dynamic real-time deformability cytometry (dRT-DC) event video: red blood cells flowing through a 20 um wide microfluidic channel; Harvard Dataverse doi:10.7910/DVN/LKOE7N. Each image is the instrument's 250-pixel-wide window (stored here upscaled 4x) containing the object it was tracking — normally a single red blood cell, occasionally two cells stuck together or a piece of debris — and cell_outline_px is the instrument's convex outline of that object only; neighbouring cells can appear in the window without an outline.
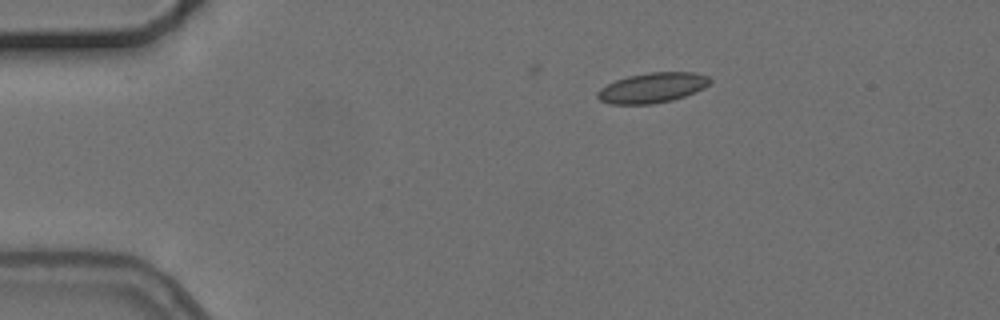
{"species": "common noctule bat (a hibernating species)", "species_latin": "Nyctalus noctula", "temperature_condition": "cold", "stored_images_in_passage": 5, "camera_frame_rate_fps": 3000, "um_per_image_px": 0.085, "animal": {"sex": "female", "body_mass_g": 24.6, "forearm_length_mm": 56.2}, "frame": {"image": 1, "passage_image": 1, "time_ms": 0.0, "image_size_px": [1000, 320], "cell_outline_px": [[712, 80], [704, 88], [696, 92], [672, 100], [652, 104], [612, 104], [600, 100], [596, 96], [596, 92], [600, 88], [616, 80], [628, 76], [648, 72], [696, 72], [708, 76]], "centroid_in_image_um": [55.46, 7.45], "position_along_channel_um": 29.5, "area_um2": 19.77}}
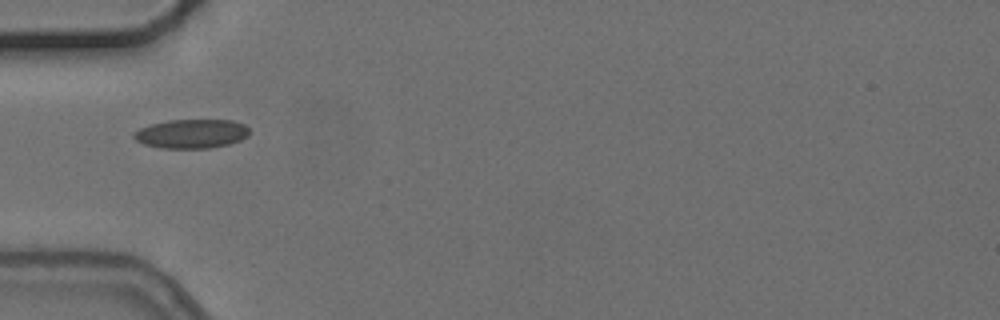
{"frame": {"image": 2, "passage_image": 3, "time_ms": 2.667, "image_size_px": [1000, 320], "cell_outline_px": [[248, 136], [240, 140], [228, 144], [208, 148], [160, 148], [144, 144], [136, 140], [132, 136], [132, 132], [148, 124], [168, 120], [232, 120], [244, 124], [248, 128]], "centroid_in_image_um": [16.23, 11.36], "position_along_channel_um": 68.8, "area_um2": 19.65}}
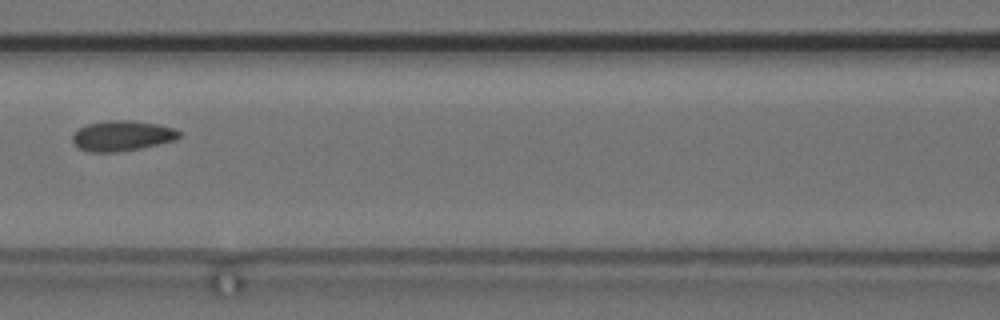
{"frame": {"image": 3, "passage_image": 5, "time_ms": 5.0, "image_size_px": [1000, 320], "cell_outline_px": [[180, 136], [176, 140], [140, 148], [116, 152], [88, 152], [80, 148], [72, 140], [72, 136], [84, 124], [108, 120], [132, 120], [160, 124], [176, 128], [180, 132]], "centroid_in_image_um": [10.41, 11.52], "position_along_channel_um": 156.2, "area_um2": 18.96}}